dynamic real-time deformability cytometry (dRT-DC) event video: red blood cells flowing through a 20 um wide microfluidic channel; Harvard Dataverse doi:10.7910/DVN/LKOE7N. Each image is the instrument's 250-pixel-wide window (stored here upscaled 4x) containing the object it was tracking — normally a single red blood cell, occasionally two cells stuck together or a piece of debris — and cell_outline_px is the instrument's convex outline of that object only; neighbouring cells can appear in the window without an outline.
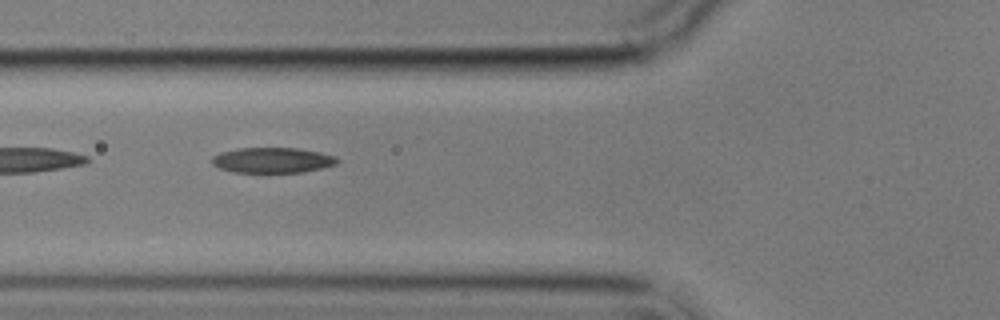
{"species": "common noctule bat (a hibernating species)", "species_latin": "Nyctalus noctula", "temperature_condition": "cold", "stored_images_in_passage": 5, "camera_frame_rate_fps": 3000, "um_per_image_px": 0.085, "animal": {"sex": "male", "body_mass_g": 17.9}, "frame": {"image": 1, "passage_image": 4, "time_ms": 4.667, "image_size_px": [1000, 320], "cell_outline_px": [[340, 160], [336, 164], [304, 172], [236, 172], [220, 168], [212, 164], [212, 156], [220, 152], [236, 148], [296, 148], [320, 152], [336, 156]], "centroid_in_image_um": [23.16, 13.61], "position_along_channel_um": 102.6, "area_um2": 18.5}}